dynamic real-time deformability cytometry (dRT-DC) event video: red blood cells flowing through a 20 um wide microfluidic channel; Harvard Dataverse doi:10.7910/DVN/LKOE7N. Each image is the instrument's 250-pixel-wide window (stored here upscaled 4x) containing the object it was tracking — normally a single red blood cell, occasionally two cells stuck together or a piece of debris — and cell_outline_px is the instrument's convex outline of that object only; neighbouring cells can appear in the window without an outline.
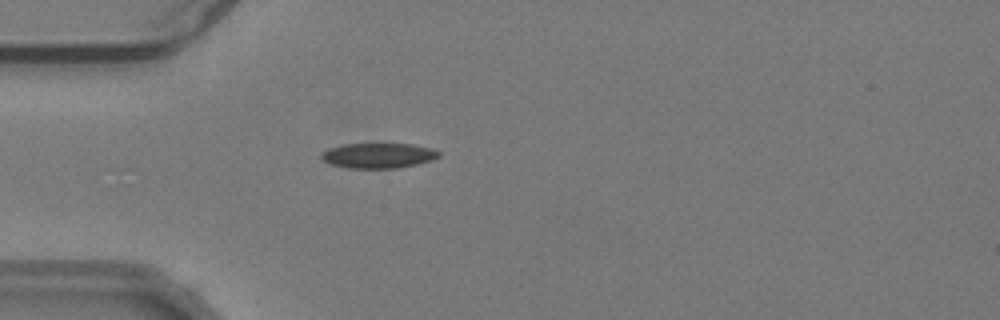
{"species": "common noctule bat (a hibernating species)", "species_latin": "Nyctalus noctula", "temperature_condition": "warm", "stored_images_in_passage": 50, "camera_frame_rate_fps": 3000, "um_per_image_px": 0.085, "animal": {"sex": "male", "body_mass_g": 19.2, "forearm_length_mm": 51.8}, "frame": {"image": 1, "passage_image": 12, "time_ms": 3.667, "image_size_px": [1000, 320], "cell_outline_px": [[440, 156], [432, 160], [416, 164], [396, 168], [348, 168], [332, 164], [324, 160], [320, 156], [328, 148], [340, 144], [412, 144], [428, 148], [440, 152]], "centroid_in_image_um": [32.14, 13.22], "position_along_channel_um": 52.9, "area_um2": 16.99}}
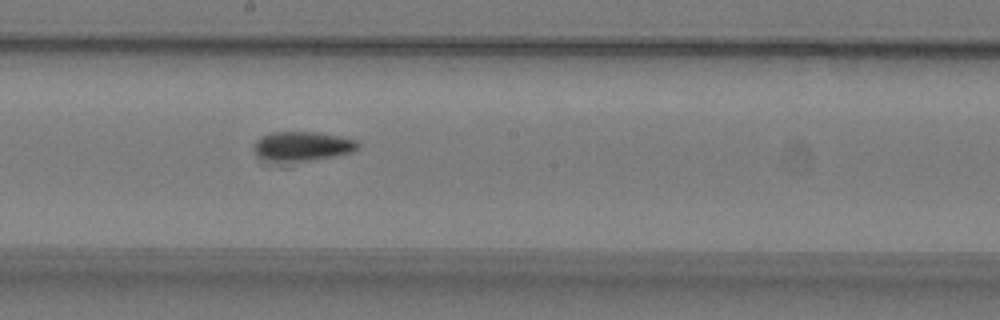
{"frame": {"image": 2, "passage_image": 26, "time_ms": 8.333, "image_size_px": [1000, 320], "cell_outline_px": [[360, 148], [352, 152], [288, 168], [280, 168], [260, 164], [252, 148], [256, 140], [272, 132], [316, 132], [340, 136], [356, 140], [360, 144]], "centroid_in_image_um": [25.54, 12.59], "position_along_channel_um": 222.7, "area_um2": 20.23}}
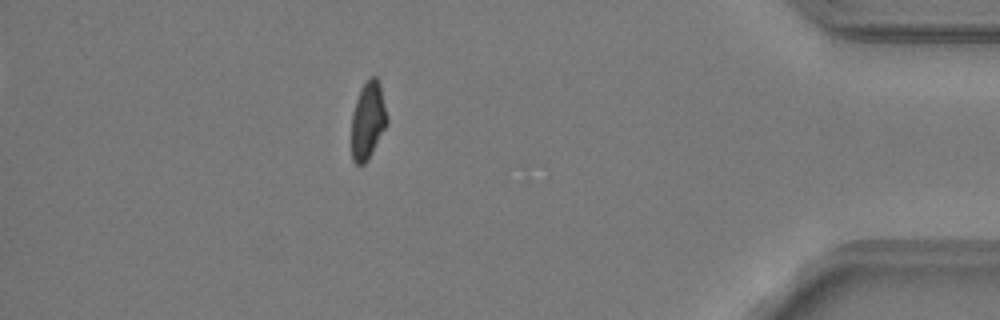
{"frame": {"image": 3, "passage_image": 44, "time_ms": 14.333, "image_size_px": [1000, 320], "cell_outline_px": [[388, 124], [368, 160], [364, 164], [356, 164], [352, 160], [352, 112], [360, 88], [372, 76], [376, 76], [380, 84], [388, 116]], "centroid_in_image_um": [31.29, 10.24], "position_along_channel_um": 403.9, "area_um2": 16.18}, "authors_computed_cell_mechanics": {"area_um2": 16.9354, "velocity_mm_per_s": 3.8074, "shape_relaxation_time_tau1_ms": 4.9956, "shape_relaxation_time_tau2_ms": 4.4156, "deformation_change_tau1": 0.1451, "deformation_change_tau2": 0.0892}}